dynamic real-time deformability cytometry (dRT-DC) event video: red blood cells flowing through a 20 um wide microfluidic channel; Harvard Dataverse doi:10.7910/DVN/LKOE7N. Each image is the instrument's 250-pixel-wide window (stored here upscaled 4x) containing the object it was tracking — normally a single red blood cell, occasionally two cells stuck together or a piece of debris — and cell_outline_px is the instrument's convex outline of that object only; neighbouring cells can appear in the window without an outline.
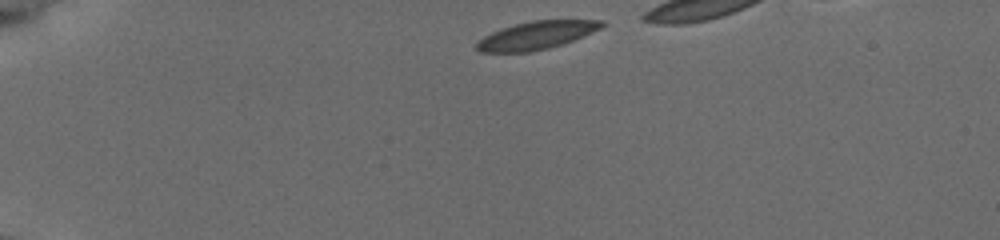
{"species": "common noctule bat (a hibernating species)", "species_latin": "Nyctalus noctula", "temperature_condition": "cold", "stored_images_in_passage": 38, "camera_frame_rate_fps": 3000, "um_per_image_px": 0.085, "animal": {"sex": "female", "body_mass_g": 19.5, "forearm_length_mm": 54.1}, "frame": {"image": 1, "passage_image": 1, "time_ms": 0.0, "image_size_px": [1000, 240], "cell_outline_px": [[608, 24], [584, 36], [564, 44], [548, 48], [528, 52], [480, 52], [476, 48], [476, 44], [484, 36], [500, 28], [532, 20], [604, 20]], "centroid_in_image_um": [45.63, 3.0], "position_along_channel_um": 39.4, "area_um2": 20.4}}
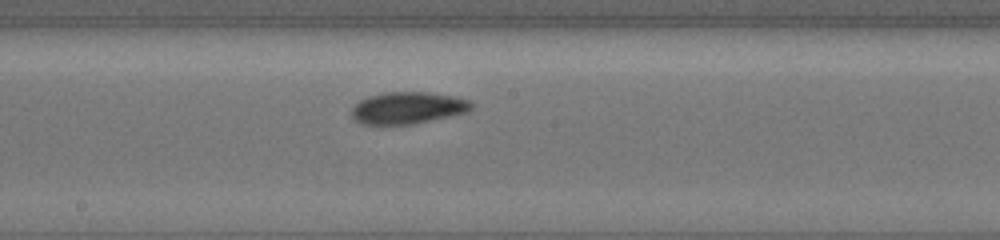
{"frame": {"image": 2, "passage_image": 20, "time_ms": 6.333, "image_size_px": [1000, 240], "cell_outline_px": [[472, 108], [468, 112], [412, 124], [364, 124], [356, 120], [352, 116], [352, 108], [360, 100], [368, 96], [384, 92], [428, 92], [452, 96], [468, 100], [472, 104]], "centroid_in_image_um": [34.65, 9.16], "position_along_channel_um": 213.5, "area_um2": 22.02}}
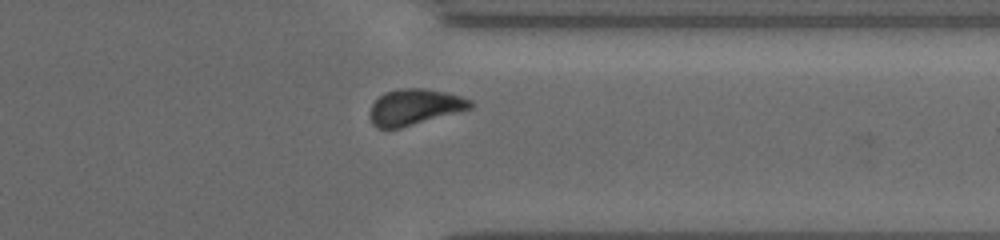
{"frame": {"image": 3, "passage_image": 33, "time_ms": 10.667, "image_size_px": [1000, 240], "cell_outline_px": [[472, 108], [400, 128], [380, 128], [372, 124], [372, 104], [384, 92], [400, 88], [424, 88], [448, 92], [472, 100]], "centroid_in_image_um": [35.28, 9.07], "position_along_channel_um": 376.1, "area_um2": 20.75}}